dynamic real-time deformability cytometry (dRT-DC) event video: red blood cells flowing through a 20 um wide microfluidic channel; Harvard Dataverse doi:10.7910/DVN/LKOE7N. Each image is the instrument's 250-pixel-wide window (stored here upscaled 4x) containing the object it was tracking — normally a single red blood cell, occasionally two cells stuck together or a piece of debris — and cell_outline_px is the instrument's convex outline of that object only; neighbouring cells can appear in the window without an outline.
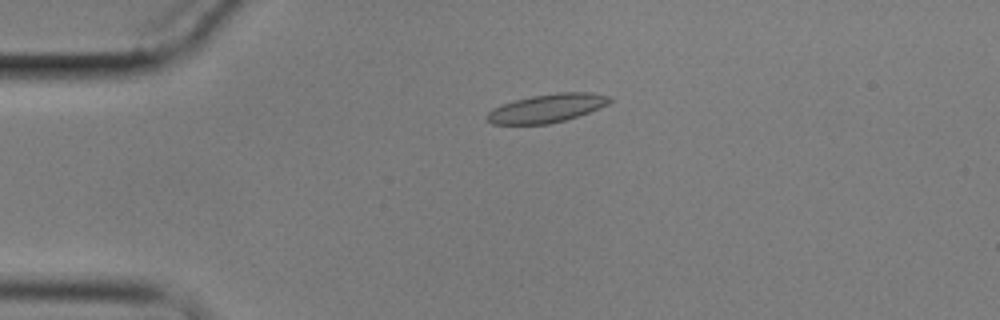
{"species": "common noctule bat (a hibernating species)", "species_latin": "Nyctalus noctula", "temperature_condition": "cold", "stored_images_in_passage": 6, "camera_frame_rate_fps": 3000, "um_per_image_px": 0.085, "animal": {"sex": "male", "body_mass_g": 17.9}, "frame": {"image": 1, "passage_image": 6, "time_ms": 7.0, "image_size_px": [1000, 320], "cell_outline_px": [[612, 100], [608, 104], [588, 112], [564, 120], [548, 124], [492, 124], [484, 116], [492, 108], [516, 100], [532, 96], [556, 92], [588, 92], [608, 96]], "centroid_in_image_um": [46.46, 9.2], "position_along_channel_um": 38.5, "area_um2": 20.06}}